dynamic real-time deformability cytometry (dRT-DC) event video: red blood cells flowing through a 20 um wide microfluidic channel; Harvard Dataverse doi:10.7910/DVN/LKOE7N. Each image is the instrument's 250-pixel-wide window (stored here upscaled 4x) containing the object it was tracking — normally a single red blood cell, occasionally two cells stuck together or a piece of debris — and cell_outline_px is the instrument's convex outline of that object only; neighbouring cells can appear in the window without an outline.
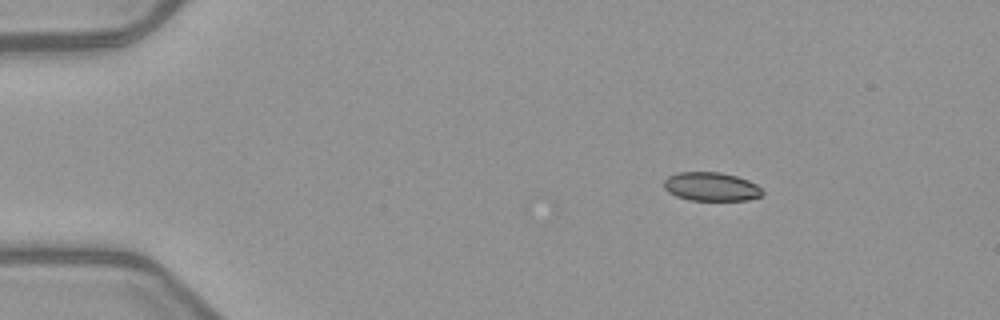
{"species": "common noctule bat (a hibernating species)", "species_latin": "Nyctalus noctula", "temperature_condition": "warm", "stored_images_in_passage": 5, "camera_frame_rate_fps": 3000, "um_per_image_px": 0.085, "animal": {"sex": "female", "body_mass_g": 21.9}, "frame": {"image": 1, "passage_image": 2, "time_ms": 1.333, "image_size_px": [1000, 320], "cell_outline_px": [[764, 192], [760, 196], [748, 200], [688, 200], [676, 196], [668, 192], [664, 188], [664, 180], [668, 176], [676, 172], [720, 172], [736, 176], [748, 180], [756, 184]], "centroid_in_image_um": [60.43, 15.86], "position_along_channel_um": 24.6, "area_um2": 16.53}}
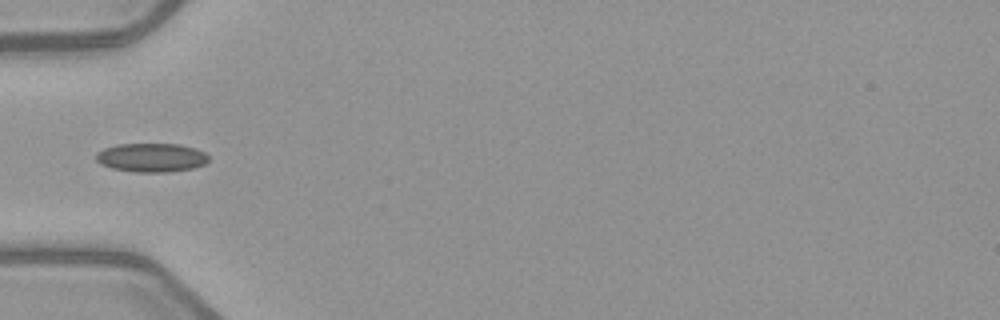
{"frame": {"image": 2, "passage_image": 5, "time_ms": 4.667, "image_size_px": [1000, 320], "cell_outline_px": [[208, 160], [204, 164], [192, 168], [168, 172], [136, 172], [112, 168], [100, 164], [96, 160], [96, 152], [104, 148], [116, 144], [180, 144], [196, 148], [204, 152], [208, 156]], "centroid_in_image_um": [12.85, 13.39], "position_along_channel_um": 72.1, "area_um2": 18.96}}